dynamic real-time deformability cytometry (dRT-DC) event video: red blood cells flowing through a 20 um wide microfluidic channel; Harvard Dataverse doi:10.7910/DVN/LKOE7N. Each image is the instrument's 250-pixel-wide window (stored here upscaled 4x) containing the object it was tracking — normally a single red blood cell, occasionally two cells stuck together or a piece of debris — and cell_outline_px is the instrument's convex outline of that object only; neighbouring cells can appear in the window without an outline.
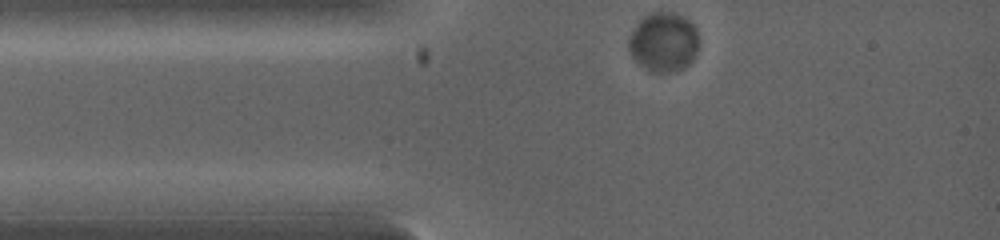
{"species": "common noctule bat (a hibernating species)", "species_latin": "Nyctalus noctula", "temperature_condition": "warm", "stored_images_in_passage": 8, "camera_frame_rate_fps": 5000, "um_per_image_px": 0.085, "animal": {"sex": "female", "body_mass_g": 19.0, "forearm_length_mm": 53.3}, "frame": {"image": 1, "passage_image": 1, "time_ms": 0.0, "image_size_px": [1000, 240], "cell_outline_px": [[696, 48], [692, 60], [684, 68], [668, 72], [648, 72], [632, 52], [628, 44], [628, 40], [636, 24], [644, 16], [652, 12], [676, 12], [688, 20], [696, 28]], "centroid_in_image_um": [56.4, 3.55], "position_along_channel_um": 28.6, "area_um2": 23.64}}
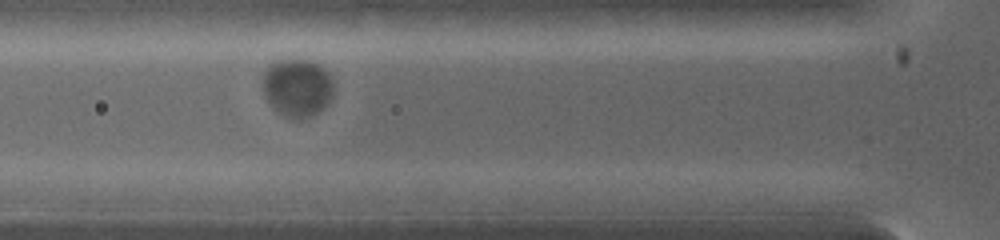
{"frame": {"image": 2, "passage_image": 5, "time_ms": 1.6, "image_size_px": [1000, 240], "cell_outline_px": [[332, 96], [328, 104], [324, 108], [308, 116], [288, 116], [280, 112], [268, 100], [264, 88], [264, 72], [272, 64], [284, 60], [308, 60], [324, 68], [328, 72], [332, 84]], "centroid_in_image_um": [25.31, 7.42], "position_along_channel_um": 100.5, "area_um2": 22.77}}
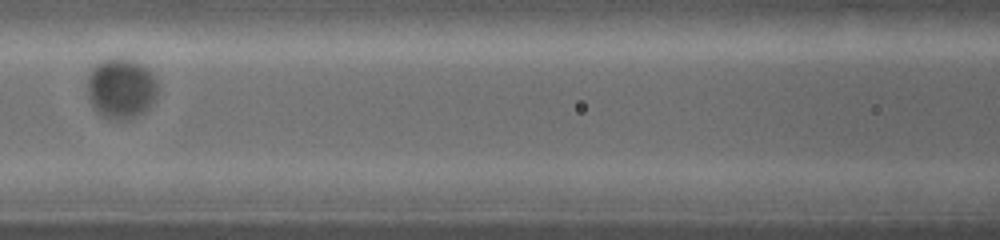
{"frame": {"image": 3, "passage_image": 7, "time_ms": 2.6, "image_size_px": [1000, 240], "cell_outline_px": [[156, 92], [148, 108], [132, 116], [112, 120], [96, 112], [92, 104], [88, 92], [88, 76], [92, 68], [100, 60], [112, 56], [120, 56], [132, 60], [140, 64], [152, 76], [156, 84]], "centroid_in_image_um": [10.22, 7.46], "position_along_channel_um": 156.4, "area_um2": 24.1}}